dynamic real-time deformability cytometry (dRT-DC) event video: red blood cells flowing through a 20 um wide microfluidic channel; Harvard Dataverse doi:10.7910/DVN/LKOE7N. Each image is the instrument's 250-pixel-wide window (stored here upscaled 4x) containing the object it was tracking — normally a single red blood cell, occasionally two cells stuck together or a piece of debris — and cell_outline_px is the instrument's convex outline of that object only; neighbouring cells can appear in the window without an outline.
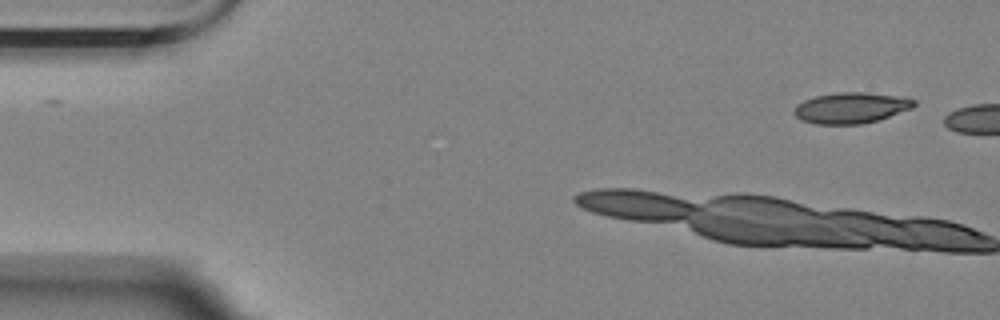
{"species": "Egyptian fruit bat (a non-hibernating species)", "species_latin": "Rousettus aegyptiacus", "temperature_condition": "room temperature", "stored_images_in_passage": 2, "segment_of_instrument_passage": [2, 2], "camera_frame_rate_fps": 3000, "um_per_image_px": 0.085, "animal": {"sex": "female"}, "frame": {"image": 1, "passage_image": 2, "time_ms": 2.0, "image_size_px": [1000, 320], "cell_outline_px": [[916, 104], [912, 108], [864, 124], [816, 124], [800, 120], [792, 112], [796, 104], [804, 100], [816, 96], [836, 92], [864, 92], [904, 96], [916, 100]], "centroid_in_image_um": [72.32, 9.16], "position_along_channel_um": 12.7, "area_um2": 21.73}}